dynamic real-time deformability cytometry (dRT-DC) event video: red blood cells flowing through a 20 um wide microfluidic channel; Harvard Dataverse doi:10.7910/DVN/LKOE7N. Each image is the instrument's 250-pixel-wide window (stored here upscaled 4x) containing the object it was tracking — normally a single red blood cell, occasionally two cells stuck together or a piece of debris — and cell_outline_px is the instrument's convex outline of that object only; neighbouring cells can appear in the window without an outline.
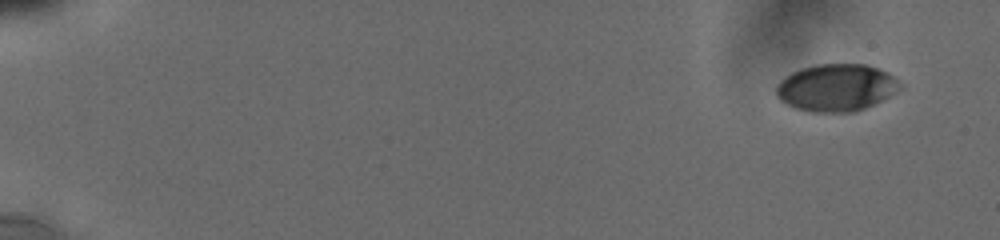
{"species": "human", "species_latin": "Homo sapiens", "temperature_condition": "cold", "stored_images_in_passage": 54, "camera_frame_rate_fps": 3000, "um_per_image_px": 0.085, "donor": {"sex": "male"}, "frame": {"image": 1, "passage_image": 2, "time_ms": 0.667, "image_size_px": [1000, 240], "cell_outline_px": [[904, 84], [896, 92], [856, 112], [812, 112], [796, 108], [780, 100], [776, 96], [776, 84], [784, 76], [800, 68], [816, 64], [864, 64], [888, 72]], "centroid_in_image_um": [71.07, 7.44], "position_along_channel_um": 13.9, "area_um2": 34.16}}
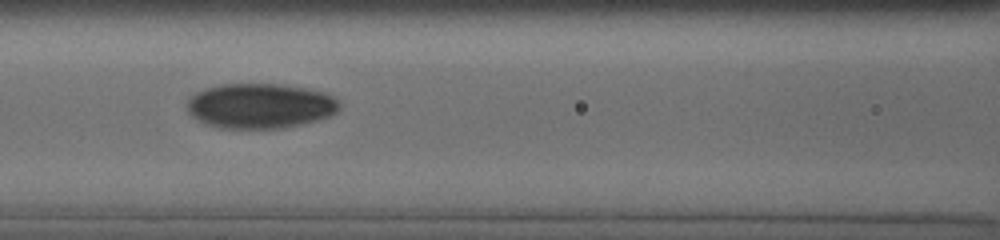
{"frame": {"image": 2, "passage_image": 30, "time_ms": 8.667, "image_size_px": [1000, 240], "cell_outline_px": [[340, 108], [336, 112], [328, 116], [316, 120], [284, 128], [220, 128], [208, 124], [192, 116], [188, 112], [188, 100], [196, 92], [204, 88], [220, 84], [284, 84], [308, 88], [324, 92], [340, 100]], "centroid_in_image_um": [22.14, 8.98], "position_along_channel_um": 144.5, "area_um2": 40.0}}
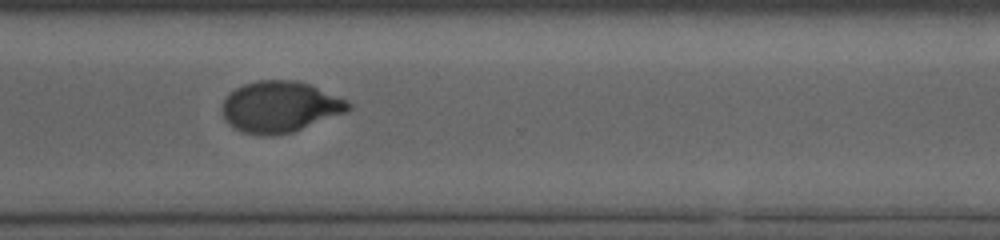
{"frame": {"image": 3, "passage_image": 53, "time_ms": 14.0, "image_size_px": [1000, 240], "cell_outline_px": [[352, 108], [348, 112], [292, 132], [272, 136], [264, 136], [244, 132], [236, 128], [224, 116], [220, 108], [224, 100], [236, 88], [244, 84], [260, 80], [296, 80], [308, 84], [348, 100], [352, 104]], "centroid_in_image_um": [23.84, 9.08], "position_along_channel_um": 346.8, "area_um2": 37.4}}